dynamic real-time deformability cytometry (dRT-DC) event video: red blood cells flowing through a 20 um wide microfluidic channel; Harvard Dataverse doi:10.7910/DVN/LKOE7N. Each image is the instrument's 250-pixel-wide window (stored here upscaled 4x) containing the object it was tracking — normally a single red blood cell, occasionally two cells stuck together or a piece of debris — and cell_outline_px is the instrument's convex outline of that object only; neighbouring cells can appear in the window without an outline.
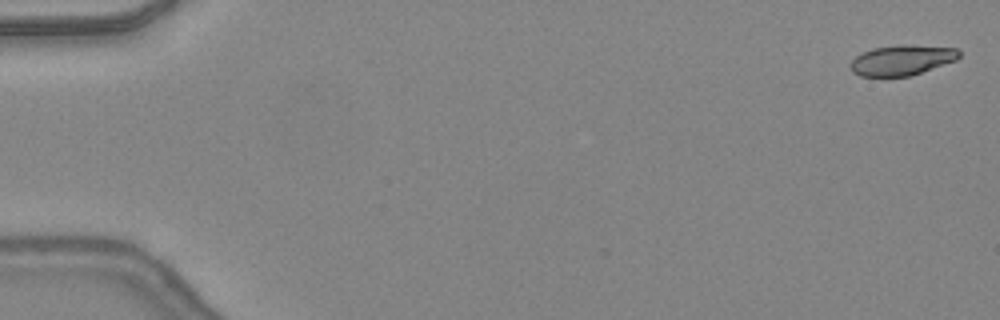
{"species": "common noctule bat (a hibernating species)", "species_latin": "Nyctalus noctula", "temperature_condition": "warm", "stored_images_in_passage": 11, "camera_frame_rate_fps": 3000, "um_per_image_px": 0.085, "animal": {"sex": "female", "body_mass_g": 24.6, "forearm_length_mm": 56.2}, "frame": {"image": 1, "passage_image": 1, "time_ms": 0.0, "image_size_px": [1000, 320], "cell_outline_px": [[960, 56], [956, 60], [908, 76], [860, 76], [852, 72], [848, 64], [860, 52], [872, 48], [900, 44], [904, 44], [956, 48], [960, 52]], "centroid_in_image_um": [76.6, 5.09], "position_along_channel_um": 8.4, "area_um2": 19.19}}